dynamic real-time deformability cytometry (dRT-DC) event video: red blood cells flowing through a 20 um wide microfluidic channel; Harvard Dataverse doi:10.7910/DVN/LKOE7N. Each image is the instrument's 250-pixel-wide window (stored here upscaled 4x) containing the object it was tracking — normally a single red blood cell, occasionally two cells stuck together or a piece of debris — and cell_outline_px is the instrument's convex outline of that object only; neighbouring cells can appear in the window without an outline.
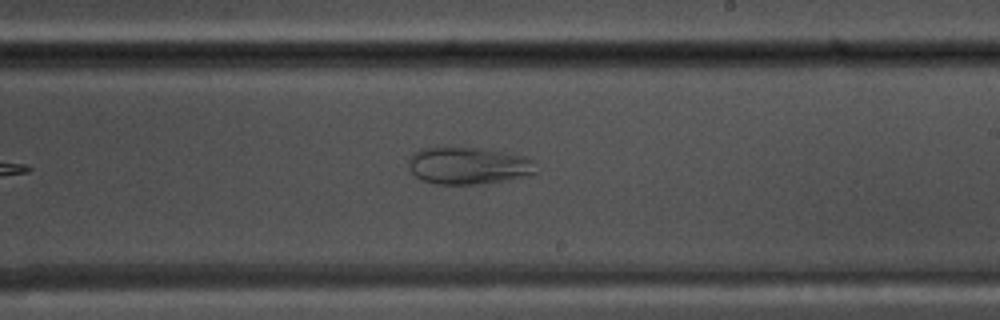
{"species": "common noctule bat (a hibernating species)", "species_latin": "Nyctalus noctula", "temperature_condition": "warm", "stored_images_in_passage": 33, "camera_frame_rate_fps": 3000, "um_per_image_px": 0.085, "animal": {"sex": "male", "body_mass_g": 17.5, "forearm_length_mm": 52.3}, "frame": {"image": 1, "passage_image": 15, "time_ms": 4.667, "image_size_px": [1000, 320], "cell_outline_px": [[536, 172], [528, 176], [508, 180], [476, 184], [436, 184], [424, 180], [416, 176], [408, 168], [408, 160], [412, 152], [424, 148], [476, 148], [524, 156], [536, 160]], "centroid_in_image_um": [39.82, 14.09], "position_along_channel_um": 249.2, "area_um2": 27.51}}